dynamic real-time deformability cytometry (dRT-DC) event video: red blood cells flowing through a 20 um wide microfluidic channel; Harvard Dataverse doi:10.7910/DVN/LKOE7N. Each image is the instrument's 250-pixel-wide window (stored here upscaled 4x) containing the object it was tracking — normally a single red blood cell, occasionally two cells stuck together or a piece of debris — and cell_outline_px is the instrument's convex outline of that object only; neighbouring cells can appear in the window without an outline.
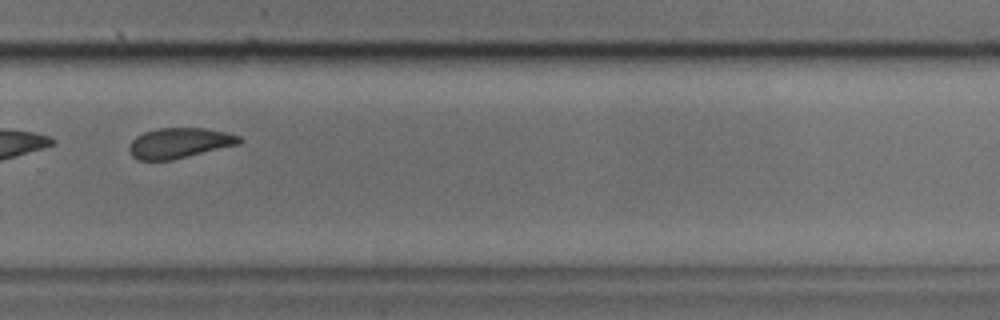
{"species": "common noctule bat (a hibernating species)", "species_latin": "Nyctalus noctula", "temperature_condition": "cold", "stored_images_in_passage": 38, "segment_of_instrument_passage": [2, 2], "camera_frame_rate_fps": 3000, "um_per_image_px": 0.085, "animal": {"sex": "male", "body_mass_g": 17.9, "forearm_length_mm": 54.2}, "frame": {"image": 1, "passage_image": 27, "time_ms": 8.667, "image_size_px": [1000, 320], "cell_outline_px": [[244, 140], [240, 144], [172, 160], [136, 160], [128, 152], [128, 148], [132, 140], [136, 136], [144, 132], [156, 128], [204, 128], [228, 132], [240, 136]], "centroid_in_image_um": [15.25, 12.15], "position_along_channel_um": 314.5, "area_um2": 19.71}}